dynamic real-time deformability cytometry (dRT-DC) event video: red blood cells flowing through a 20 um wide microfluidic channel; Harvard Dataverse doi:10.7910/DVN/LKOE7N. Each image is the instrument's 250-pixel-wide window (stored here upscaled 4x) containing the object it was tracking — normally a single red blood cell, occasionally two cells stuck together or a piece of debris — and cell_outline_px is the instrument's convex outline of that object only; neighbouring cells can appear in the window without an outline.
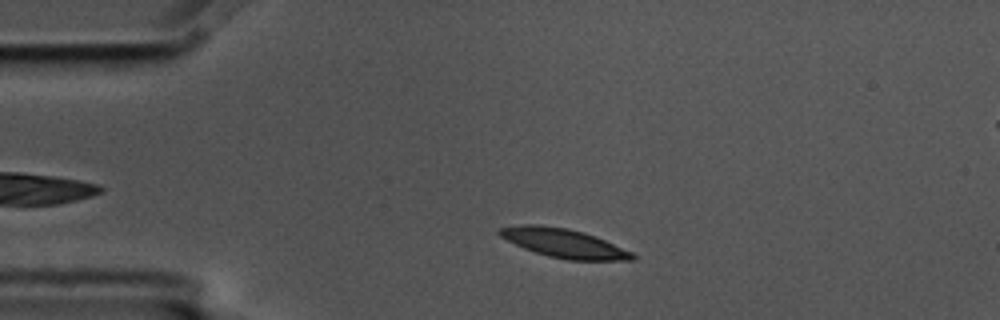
{"species": "common noctule bat (a hibernating species)", "species_latin": "Nyctalus noctula", "temperature_condition": "cold", "stored_images_in_passage": 2, "camera_frame_rate_fps": 3000, "um_per_image_px": 0.085, "animal": {"sex": "male", "body_mass_g": 17.5, "forearm_length_mm": 52.3}, "frame": {"image": 1, "passage_image": 1, "time_ms": 0.0, "image_size_px": [1000, 320], "cell_outline_px": [[636, 260], [568, 260], [548, 256], [524, 248], [500, 236], [496, 232], [500, 228], [520, 224], [536, 224], [568, 228], [584, 232], [604, 240], [632, 252], [636, 256]], "centroid_in_image_um": [47.92, 20.66], "position_along_channel_um": 37.1, "area_um2": 22.2}}